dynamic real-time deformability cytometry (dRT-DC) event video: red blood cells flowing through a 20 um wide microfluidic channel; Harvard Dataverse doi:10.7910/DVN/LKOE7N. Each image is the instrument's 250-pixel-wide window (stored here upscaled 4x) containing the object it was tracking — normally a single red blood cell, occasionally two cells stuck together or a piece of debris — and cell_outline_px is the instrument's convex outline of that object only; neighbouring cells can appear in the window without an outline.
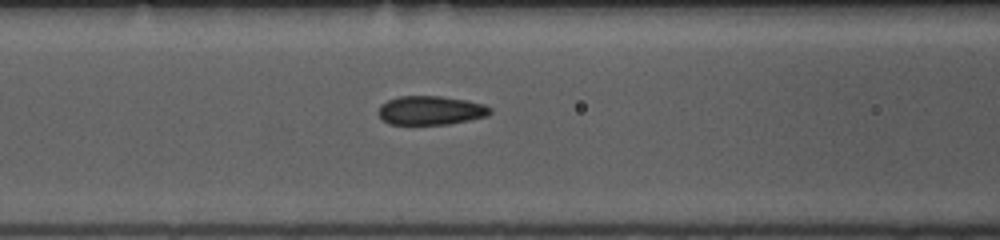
{"species": "common noctule bat (a hibernating species)", "species_latin": "Nyctalus noctula", "temperature_condition": "room temperature", "stored_images_in_passage": 18, "camera_frame_rate_fps": 3000, "um_per_image_px": 0.085, "animal": {"sex": "female", "body_mass_g": 10.0, "forearm_length_mm": 53.1}, "frame": {"image": 1, "passage_image": 13, "time_ms": 4.0, "image_size_px": [1000, 240], "cell_outline_px": [[492, 112], [488, 116], [448, 124], [388, 124], [376, 112], [380, 104], [388, 100], [400, 96], [440, 96], [468, 100], [484, 104], [492, 108]], "centroid_in_image_um": [36.61, 9.38], "position_along_channel_um": 130.0, "area_um2": 18.96}}
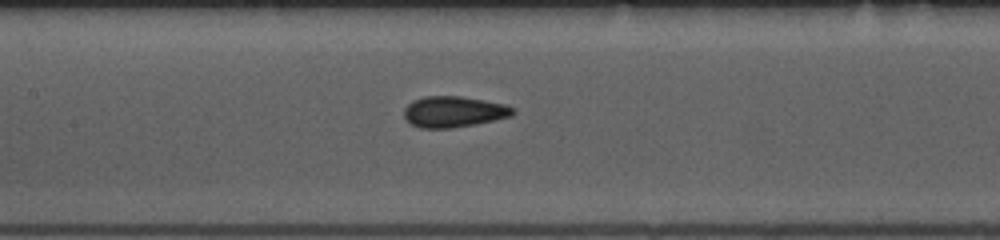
{"frame": {"image": 2, "passage_image": 16, "time_ms": 5.0, "image_size_px": [1000, 240], "cell_outline_px": [[516, 112], [512, 116], [452, 128], [420, 128], [412, 124], [404, 116], [404, 108], [412, 100], [424, 96], [460, 96], [484, 100], [504, 104], [512, 108]], "centroid_in_image_um": [38.54, 9.49], "position_along_channel_um": 168.9, "area_um2": 19.48}}